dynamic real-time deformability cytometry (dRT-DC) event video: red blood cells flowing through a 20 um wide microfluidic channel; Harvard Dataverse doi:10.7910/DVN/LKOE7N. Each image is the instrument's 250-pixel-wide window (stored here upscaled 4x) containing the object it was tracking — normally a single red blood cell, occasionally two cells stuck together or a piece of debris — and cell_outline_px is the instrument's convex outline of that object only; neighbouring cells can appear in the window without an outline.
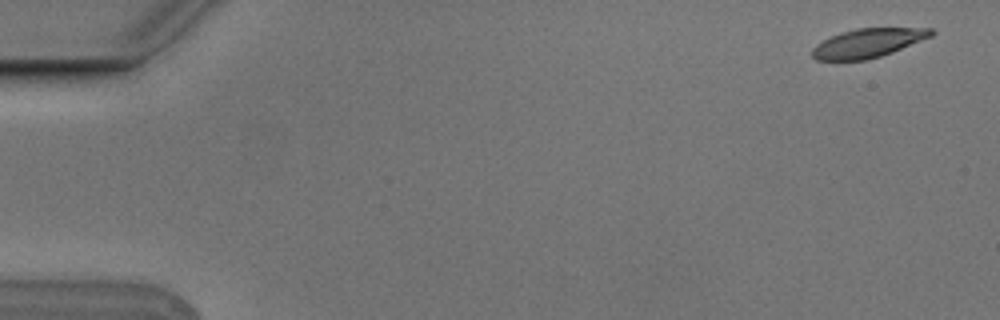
{"species": "Egyptian fruit bat (a non-hibernating species)", "species_latin": "Rousettus aegyptiacus", "temperature_condition": "cold", "stored_images_in_passage": 6, "segment_of_instrument_passage": [1, 2], "camera_frame_rate_fps": 3000, "um_per_image_px": 0.085, "animal": {"sex": "male"}, "frame": {"image": 1, "passage_image": 1, "time_ms": 0.0, "image_size_px": [1000, 320], "cell_outline_px": [[936, 32], [932, 36], [892, 52], [868, 60], [816, 60], [812, 56], [812, 48], [816, 44], [832, 36], [856, 28], [932, 28]], "centroid_in_image_um": [73.79, 3.66], "position_along_channel_um": 11.2, "area_um2": 19.88}}